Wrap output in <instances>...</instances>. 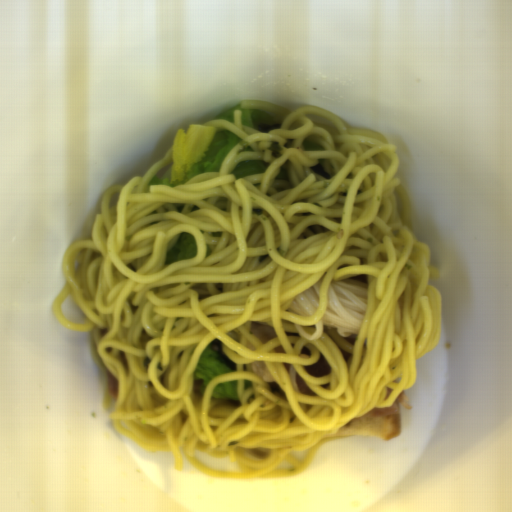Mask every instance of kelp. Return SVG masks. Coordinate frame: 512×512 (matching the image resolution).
Instances as JSON below:
<instances>
[{"label":"kelp","instance_id":"obj_2","mask_svg":"<svg viewBox=\"0 0 512 512\" xmlns=\"http://www.w3.org/2000/svg\"><path fill=\"white\" fill-rule=\"evenodd\" d=\"M309 168L313 174L321 178H325L328 180L332 178L331 173L328 172L321 164Z\"/></svg>","mask_w":512,"mask_h":512},{"label":"kelp","instance_id":"obj_1","mask_svg":"<svg viewBox=\"0 0 512 512\" xmlns=\"http://www.w3.org/2000/svg\"><path fill=\"white\" fill-rule=\"evenodd\" d=\"M222 347L223 341L215 339L212 340L208 348L214 351L217 361L228 368L230 372L236 371V362L224 354Z\"/></svg>","mask_w":512,"mask_h":512},{"label":"kelp","instance_id":"obj_4","mask_svg":"<svg viewBox=\"0 0 512 512\" xmlns=\"http://www.w3.org/2000/svg\"><path fill=\"white\" fill-rule=\"evenodd\" d=\"M277 128H281V125L273 122L271 124L260 123L259 127L256 128V130H259L261 133L268 134L271 130Z\"/></svg>","mask_w":512,"mask_h":512},{"label":"kelp","instance_id":"obj_3","mask_svg":"<svg viewBox=\"0 0 512 512\" xmlns=\"http://www.w3.org/2000/svg\"><path fill=\"white\" fill-rule=\"evenodd\" d=\"M268 150L271 152V156H273L275 158H279V157L283 156V154H282L283 149L278 142L271 143Z\"/></svg>","mask_w":512,"mask_h":512}]
</instances>
